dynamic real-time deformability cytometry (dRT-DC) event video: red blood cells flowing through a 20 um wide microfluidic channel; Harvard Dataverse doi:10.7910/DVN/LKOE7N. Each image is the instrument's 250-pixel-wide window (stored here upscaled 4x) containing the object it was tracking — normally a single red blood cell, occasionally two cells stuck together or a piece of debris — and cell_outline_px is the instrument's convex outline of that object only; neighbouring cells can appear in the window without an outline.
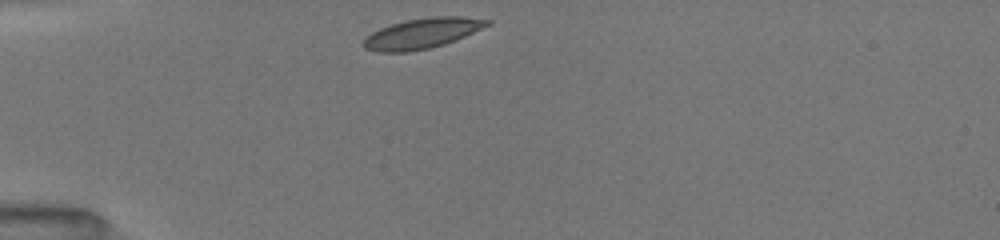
{"species": "common noctule bat (a hibernating species)", "species_latin": "Nyctalus noctula", "temperature_condition": "room temperature", "stored_images_in_passage": 33, "camera_frame_rate_fps": 3000, "um_per_image_px": 0.085, "animal": {"sex": "female", "body_mass_g": 19.5, "forearm_length_mm": 54.1}, "frame": {"image": 1, "passage_image": 1, "time_ms": 0.0, "image_size_px": [1000, 240], "cell_outline_px": [[492, 24], [464, 36], [444, 44], [428, 48], [408, 52], [380, 52], [364, 48], [360, 44], [372, 32], [380, 28], [404, 20], [432, 16], [460, 16], [492, 20]], "centroid_in_image_um": [35.88, 2.82], "position_along_channel_um": 49.1, "area_um2": 21.79}}
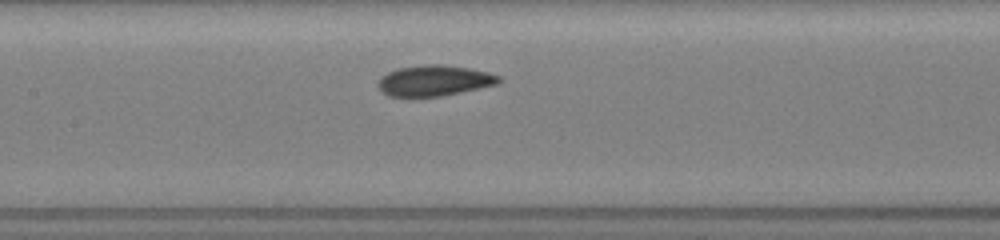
{"frame": {"image": 2, "passage_image": 12, "time_ms": 3.667, "image_size_px": [1000, 240], "cell_outline_px": [[500, 80], [496, 84], [480, 88], [440, 96], [388, 96], [376, 84], [380, 76], [396, 68], [428, 64], [440, 64], [468, 68], [488, 72], [500, 76]], "centroid_in_image_um": [36.88, 6.84], "position_along_channel_um": 170.5, "area_um2": 21.44}}
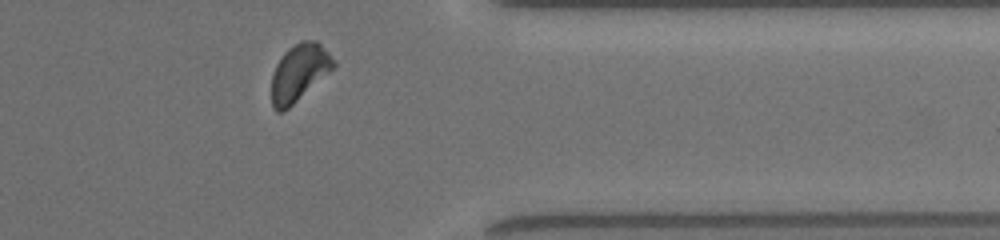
{"frame": {"image": 3, "passage_image": 29, "time_ms": 9.333, "image_size_px": [1000, 240], "cell_outline_px": [[336, 64], [328, 72], [284, 112], [276, 112], [272, 104], [272, 72], [276, 64], [284, 52], [288, 48], [300, 40], [316, 40], [336, 60]], "centroid_in_image_um": [25.4, 6.15], "position_along_channel_um": 386.0, "area_um2": 20.35}, "authors_computed_cell_mechanics": {"area_um2": 21.3282, "velocity_mm_per_s": 3.9578, "shape_relaxation_time_tau1_ms": 3.3029, "shape_relaxation_time_tau2_ms": 1.9007, "deformation_change_tau1": 0.1014, "deformation_change_tau2": 0.062}}